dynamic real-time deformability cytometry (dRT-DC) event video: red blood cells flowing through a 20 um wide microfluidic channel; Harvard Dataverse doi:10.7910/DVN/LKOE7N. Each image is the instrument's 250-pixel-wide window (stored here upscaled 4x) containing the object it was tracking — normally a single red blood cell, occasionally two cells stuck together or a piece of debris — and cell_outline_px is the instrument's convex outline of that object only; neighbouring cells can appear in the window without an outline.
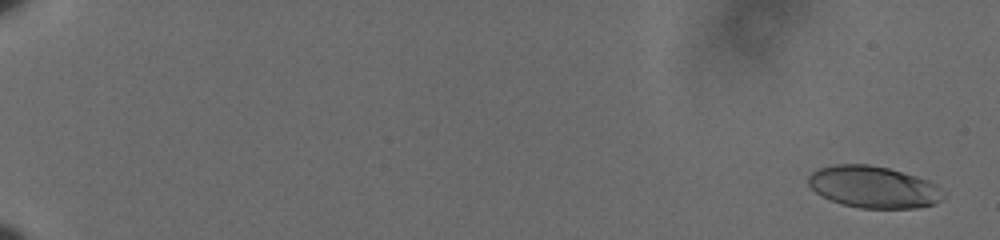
{"species": "human", "species_latin": "Homo sapiens", "temperature_condition": "cold", "stored_images_in_passage": 62, "camera_frame_rate_fps": 3000, "um_per_image_px": 0.085, "donor": {"sex": "male"}, "frame": {"image": 1, "passage_image": 3, "time_ms": 0.667, "image_size_px": [1000, 240], "cell_outline_px": [[944, 196], [936, 204], [916, 208], [860, 208], [840, 204], [816, 192], [808, 184], [808, 176], [812, 172], [820, 168], [836, 164], [868, 164], [888, 168], [916, 176], [928, 180], [936, 184], [944, 192]], "centroid_in_image_um": [74.27, 15.9], "position_along_channel_um": 10.7, "area_um2": 32.89}}
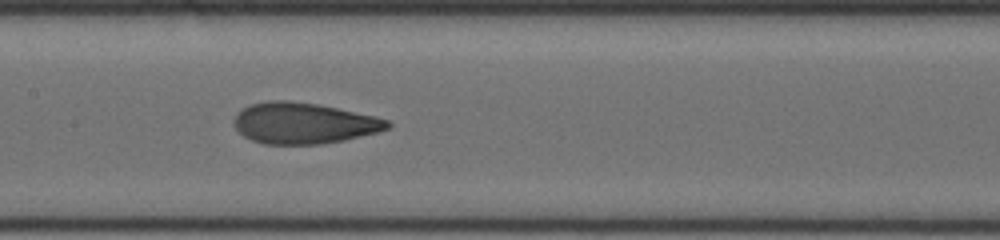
{"frame": {"image": 2, "passage_image": 35, "time_ms": 11.333, "image_size_px": [1000, 240], "cell_outline_px": [[392, 124], [388, 128], [380, 132], [344, 140], [320, 144], [264, 144], [252, 140], [244, 136], [232, 124], [232, 120], [236, 112], [252, 104], [268, 100], [288, 100], [316, 104], [336, 108], [372, 116], [388, 120]], "centroid_in_image_um": [25.77, 10.47], "position_along_channel_um": 181.6, "area_um2": 36.65}}
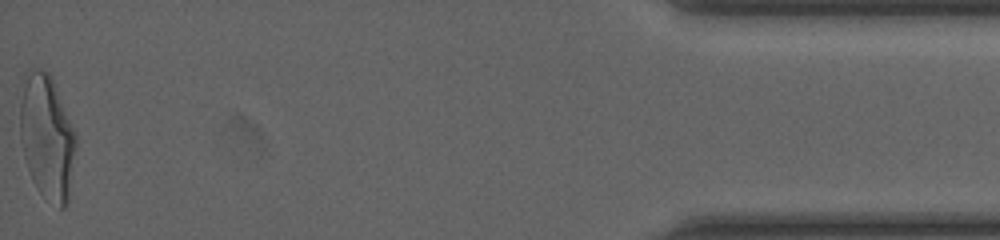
{"frame": {"image": 3, "passage_image": 62, "time_ms": 20.333, "image_size_px": [1000, 240], "cell_outline_px": [[76, 144], [68, 204], [64, 208], [60, 208], [40, 192], [36, 188], [32, 180], [24, 156], [20, 140], [20, 104], [24, 72], [28, 68], [40, 68], [48, 72], [52, 80], [76, 136]], "centroid_in_image_um": [3.96, 11.64], "position_along_channel_um": 431.2, "area_um2": 40.29}, "authors_computed_cell_mechanics": {"area_um2": 36.1539, "velocity_mm_per_s": 3.6132, "shape_relaxation_time_tau1_ms": 6.2013, "shape_relaxation_time_tau2_ms": 1.1631, "deformation_change_tau1": 0.2051, "deformation_change_tau2": 0.0839}}